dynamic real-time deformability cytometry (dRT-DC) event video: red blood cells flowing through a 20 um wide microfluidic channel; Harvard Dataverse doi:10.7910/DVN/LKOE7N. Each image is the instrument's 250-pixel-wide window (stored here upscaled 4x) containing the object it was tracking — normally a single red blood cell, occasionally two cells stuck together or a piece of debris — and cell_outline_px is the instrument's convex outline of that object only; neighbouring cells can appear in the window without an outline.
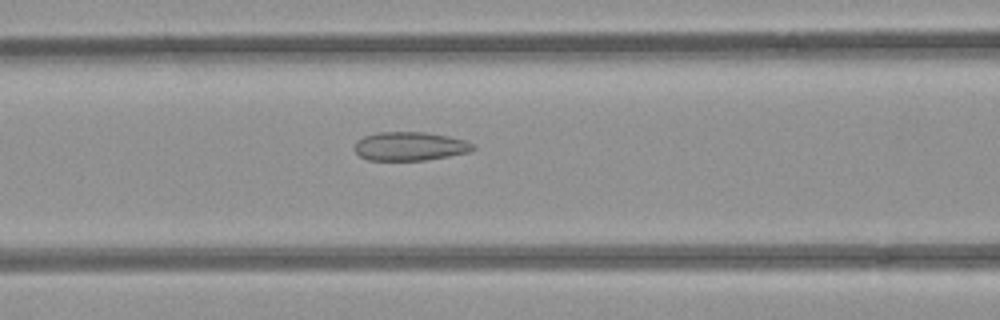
{"species": "common noctule bat (a hibernating species)", "species_latin": "Nyctalus noctula", "temperature_condition": "room temperature", "stored_images_in_passage": 47, "camera_frame_rate_fps": 3000, "um_per_image_px": 0.085, "animal": {"sex": "female", "body_mass_g": 21.9}, "frame": {"image": 1, "passage_image": 16, "time_ms": 5.0, "image_size_px": [1000, 320], "cell_outline_px": [[476, 148], [472, 152], [424, 160], [368, 160], [360, 156], [356, 152], [356, 144], [364, 136], [376, 132], [424, 132], [448, 136], [464, 140], [476, 144]], "centroid_in_image_um": [34.91, 12.43], "position_along_channel_um": 131.7, "area_um2": 19.77}}
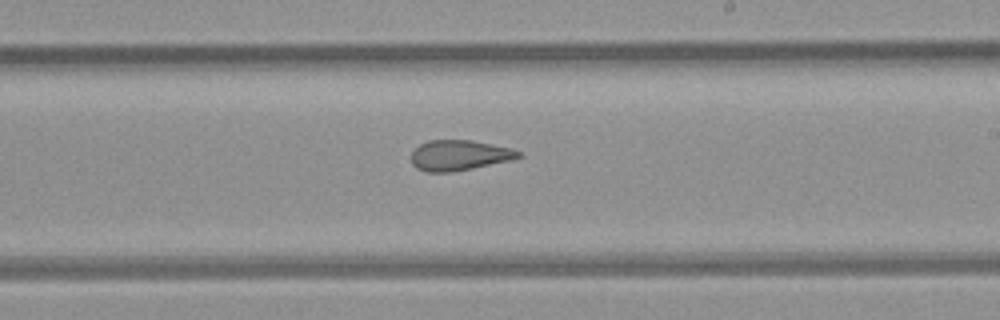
{"frame": {"image": 2, "passage_image": 25, "time_ms": 8.0, "image_size_px": [1000, 320], "cell_outline_px": [[520, 156], [512, 160], [452, 172], [428, 172], [416, 168], [412, 164], [412, 152], [420, 144], [428, 140], [472, 140], [512, 148], [520, 152]], "centroid_in_image_um": [39.03, 13.2], "position_along_channel_um": 250.0, "area_um2": 18.9}}
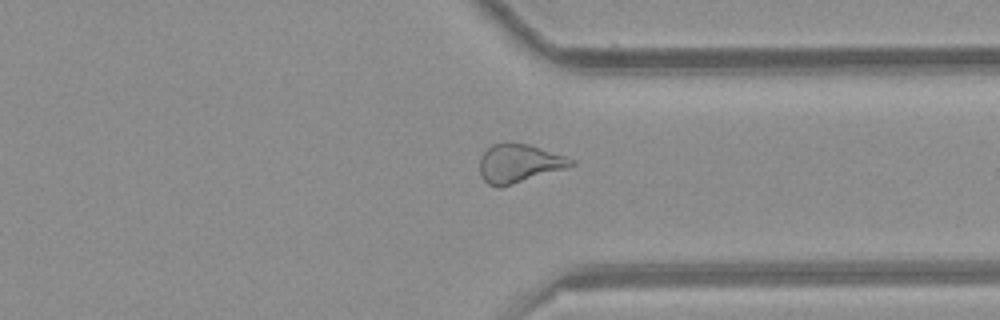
{"frame": {"image": 3, "passage_image": 34, "time_ms": 11.0, "image_size_px": [1000, 320], "cell_outline_px": [[576, 164], [568, 168], [500, 188], [496, 188], [488, 184], [480, 176], [480, 156], [492, 144], [528, 144], [576, 160]], "centroid_in_image_um": [44.12, 13.93], "position_along_channel_um": 367.3, "area_um2": 20.46}, "authors_computed_cell_mechanics": {"area_um2": 21.097, "velocity_mm_per_s": 3.9422, "shape_relaxation_time_tau1_ms": null, "shape_relaxation_time_tau2_ms": 1.8144, "deformation_change_tau1": null, "deformation_change_tau2": 0.0939}}